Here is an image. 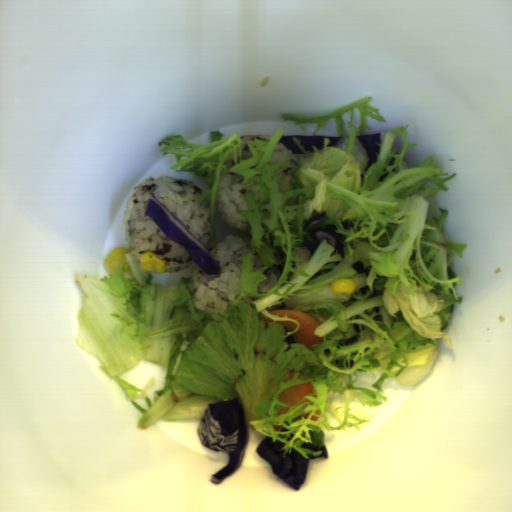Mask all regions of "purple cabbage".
<instances>
[{
  "label": "purple cabbage",
  "instance_id": "9",
  "mask_svg": "<svg viewBox=\"0 0 512 512\" xmlns=\"http://www.w3.org/2000/svg\"><path fill=\"white\" fill-rule=\"evenodd\" d=\"M283 342L286 343V344H289V345H291L293 343H297L292 335H289L288 337H285Z\"/></svg>",
  "mask_w": 512,
  "mask_h": 512
},
{
  "label": "purple cabbage",
  "instance_id": "4",
  "mask_svg": "<svg viewBox=\"0 0 512 512\" xmlns=\"http://www.w3.org/2000/svg\"><path fill=\"white\" fill-rule=\"evenodd\" d=\"M326 218H328L327 214L325 212H321L315 216H312L305 223L303 228V231H305V236H303L304 241L301 246L306 247L310 254H313L318 249L322 239H324L326 240L327 244H330L334 247V250L330 256L338 253L340 257L344 259L345 240L347 237L342 233L336 232V230H339L337 224L332 223L312 228L313 225L325 220Z\"/></svg>",
  "mask_w": 512,
  "mask_h": 512
},
{
  "label": "purple cabbage",
  "instance_id": "11",
  "mask_svg": "<svg viewBox=\"0 0 512 512\" xmlns=\"http://www.w3.org/2000/svg\"><path fill=\"white\" fill-rule=\"evenodd\" d=\"M401 165H405L407 168H408V162H407V159L403 156V159L401 161Z\"/></svg>",
  "mask_w": 512,
  "mask_h": 512
},
{
  "label": "purple cabbage",
  "instance_id": "10",
  "mask_svg": "<svg viewBox=\"0 0 512 512\" xmlns=\"http://www.w3.org/2000/svg\"><path fill=\"white\" fill-rule=\"evenodd\" d=\"M390 172H386L382 175L379 176V178L377 179L379 182H382L384 179H386L388 177Z\"/></svg>",
  "mask_w": 512,
  "mask_h": 512
},
{
  "label": "purple cabbage",
  "instance_id": "3",
  "mask_svg": "<svg viewBox=\"0 0 512 512\" xmlns=\"http://www.w3.org/2000/svg\"><path fill=\"white\" fill-rule=\"evenodd\" d=\"M284 445L278 440L273 442L272 437L267 436L260 442L256 451L270 465L275 475L292 490L299 491L306 481L310 460L318 457L327 458V450L325 445L320 448V446L304 443L300 447L314 452L321 451L320 456L306 454L308 458H305L293 448L290 453H284L285 450H281Z\"/></svg>",
  "mask_w": 512,
  "mask_h": 512
},
{
  "label": "purple cabbage",
  "instance_id": "8",
  "mask_svg": "<svg viewBox=\"0 0 512 512\" xmlns=\"http://www.w3.org/2000/svg\"><path fill=\"white\" fill-rule=\"evenodd\" d=\"M341 225L344 229L350 230L351 228H353L354 222L347 219V220L342 221Z\"/></svg>",
  "mask_w": 512,
  "mask_h": 512
},
{
  "label": "purple cabbage",
  "instance_id": "5",
  "mask_svg": "<svg viewBox=\"0 0 512 512\" xmlns=\"http://www.w3.org/2000/svg\"><path fill=\"white\" fill-rule=\"evenodd\" d=\"M345 136H280L278 139V143H282L286 149H289L292 154L302 155L305 154L304 151H308L309 153L315 152L313 147H316L317 150H322L324 146V139L327 138L330 143L327 147H335L340 144ZM295 138L300 145L303 146L304 151L297 145L294 141Z\"/></svg>",
  "mask_w": 512,
  "mask_h": 512
},
{
  "label": "purple cabbage",
  "instance_id": "7",
  "mask_svg": "<svg viewBox=\"0 0 512 512\" xmlns=\"http://www.w3.org/2000/svg\"><path fill=\"white\" fill-rule=\"evenodd\" d=\"M352 267L358 274H366V278L369 275L370 268H364V264L361 261H358L354 264H352Z\"/></svg>",
  "mask_w": 512,
  "mask_h": 512
},
{
  "label": "purple cabbage",
  "instance_id": "2",
  "mask_svg": "<svg viewBox=\"0 0 512 512\" xmlns=\"http://www.w3.org/2000/svg\"><path fill=\"white\" fill-rule=\"evenodd\" d=\"M144 214L149 216L172 242L181 245L204 273L219 274V263L211 252L152 194Z\"/></svg>",
  "mask_w": 512,
  "mask_h": 512
},
{
  "label": "purple cabbage",
  "instance_id": "1",
  "mask_svg": "<svg viewBox=\"0 0 512 512\" xmlns=\"http://www.w3.org/2000/svg\"><path fill=\"white\" fill-rule=\"evenodd\" d=\"M197 435L206 448L228 455V463L209 479L219 485L237 472L250 441L243 404L238 398L209 403L198 422Z\"/></svg>",
  "mask_w": 512,
  "mask_h": 512
},
{
  "label": "purple cabbage",
  "instance_id": "6",
  "mask_svg": "<svg viewBox=\"0 0 512 512\" xmlns=\"http://www.w3.org/2000/svg\"><path fill=\"white\" fill-rule=\"evenodd\" d=\"M386 133H373V134H363L356 135V139L359 144L364 148L366 155L368 157V162L364 168V171L369 169L371 165L376 163L377 156L381 153V144Z\"/></svg>",
  "mask_w": 512,
  "mask_h": 512
}]
</instances>
